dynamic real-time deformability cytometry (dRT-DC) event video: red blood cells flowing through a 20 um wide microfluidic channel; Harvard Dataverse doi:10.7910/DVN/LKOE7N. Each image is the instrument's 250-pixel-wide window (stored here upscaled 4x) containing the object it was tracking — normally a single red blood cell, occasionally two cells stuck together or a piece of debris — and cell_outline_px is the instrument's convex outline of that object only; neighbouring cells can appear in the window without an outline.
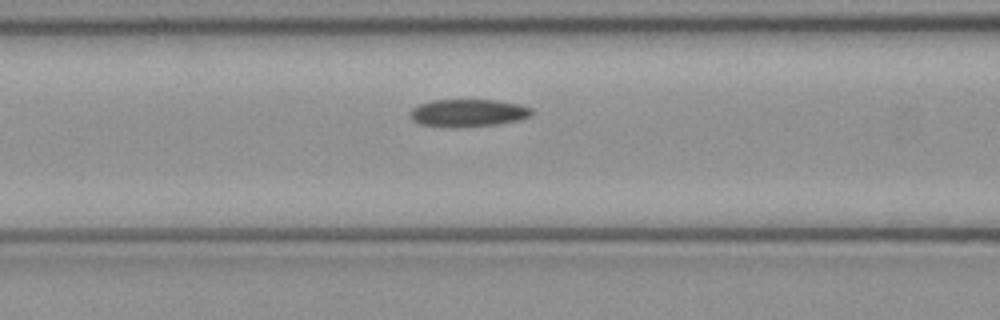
{"species": "common noctule bat (a hibernating species)", "species_latin": "Nyctalus noctula", "temperature_condition": "cold", "stored_images_in_passage": 8, "camera_frame_rate_fps": 3000, "um_per_image_px": 0.085, "animal": {"sex": "female", "body_mass_g": 21.9}, "frame": {"image": 1, "passage_image": 8, "time_ms": 2.333, "image_size_px": [1000, 320], "cell_outline_px": [[532, 116], [520, 120], [496, 124], [456, 128], [452, 128], [420, 124], [412, 120], [412, 108], [420, 104], [432, 100], [496, 100], [520, 104], [532, 108]], "centroid_in_image_um": [39.83, 9.6], "position_along_channel_um": 126.8, "area_um2": 19.59}}